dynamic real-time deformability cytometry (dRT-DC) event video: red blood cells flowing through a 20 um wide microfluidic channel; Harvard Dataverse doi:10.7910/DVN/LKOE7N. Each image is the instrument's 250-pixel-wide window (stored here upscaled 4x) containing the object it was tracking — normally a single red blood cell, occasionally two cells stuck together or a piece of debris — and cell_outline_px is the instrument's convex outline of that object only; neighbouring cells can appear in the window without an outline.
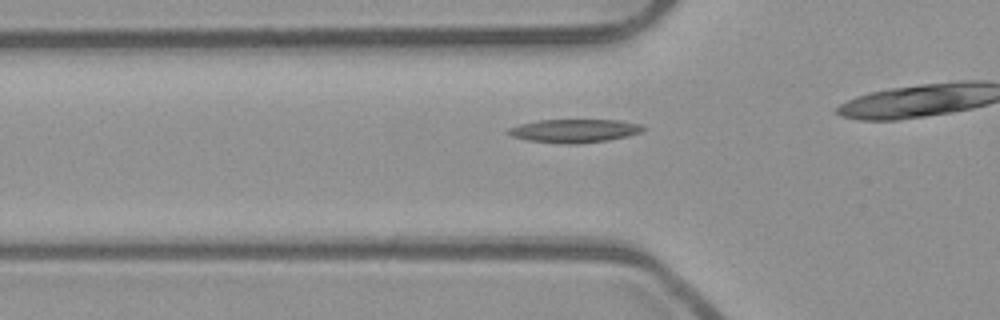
{"species": "common noctule bat (a hibernating species)", "species_latin": "Nyctalus noctula", "temperature_condition": "room temperature", "stored_images_in_passage": 28, "camera_frame_rate_fps": 3000, "um_per_image_px": 0.085, "animal": {"sex": "male", "body_mass_g": 23.1, "forearm_length_mm": 52.7}, "frame": {"image": 1, "passage_image": 4, "time_ms": 1.0, "image_size_px": [1000, 320], "cell_outline_px": [[648, 128], [640, 132], [628, 136], [608, 140], [576, 144], [568, 144], [528, 140], [512, 136], [504, 132], [508, 128], [520, 124], [540, 120], [620, 120], [640, 124]], "centroid_in_image_um": [48.83, 11.11], "position_along_channel_um": 77.0, "area_um2": 18.38}}
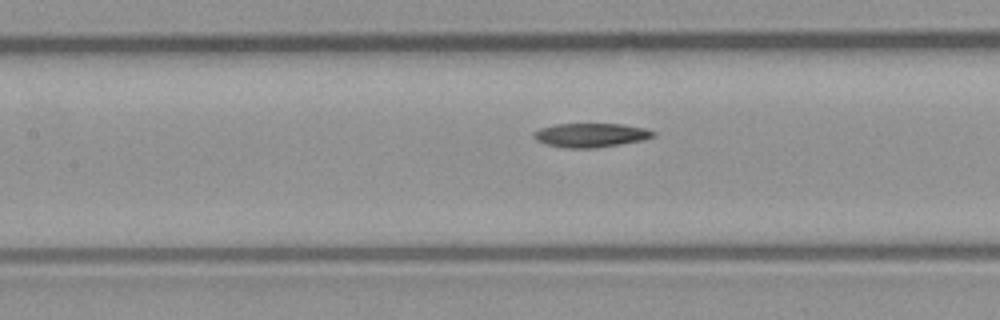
{"frame": {"image": 2, "passage_image": 10, "time_ms": 3.0, "image_size_px": [1000, 320], "cell_outline_px": [[656, 132], [652, 136], [640, 140], [620, 144], [596, 148], [564, 148], [544, 144], [536, 140], [532, 136], [532, 132], [540, 128], [556, 124], [624, 124], [644, 128]], "centroid_in_image_um": [50.13, 11.49], "position_along_channel_um": 157.3, "area_um2": 16.7}}
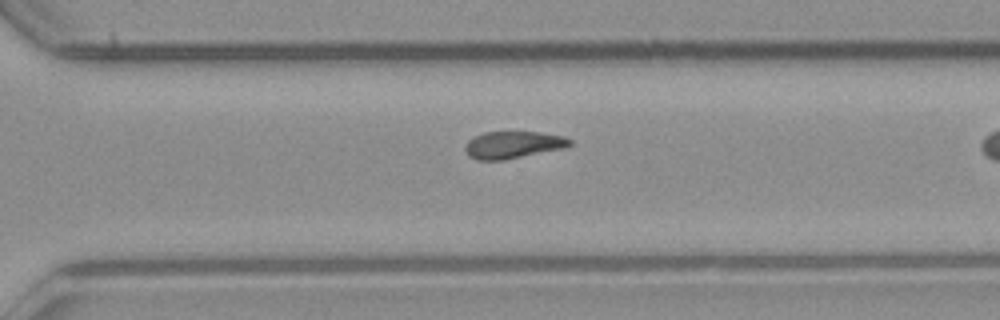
{"frame": {"image": 3, "passage_image": 23, "time_ms": 7.333, "image_size_px": [1000, 320], "cell_outline_px": [[572, 144], [564, 148], [504, 160], [476, 160], [468, 156], [464, 148], [468, 140], [484, 132], [540, 132], [564, 136], [572, 140]], "centroid_in_image_um": [43.61, 12.31], "position_along_channel_um": 327.0, "area_um2": 16.59}}